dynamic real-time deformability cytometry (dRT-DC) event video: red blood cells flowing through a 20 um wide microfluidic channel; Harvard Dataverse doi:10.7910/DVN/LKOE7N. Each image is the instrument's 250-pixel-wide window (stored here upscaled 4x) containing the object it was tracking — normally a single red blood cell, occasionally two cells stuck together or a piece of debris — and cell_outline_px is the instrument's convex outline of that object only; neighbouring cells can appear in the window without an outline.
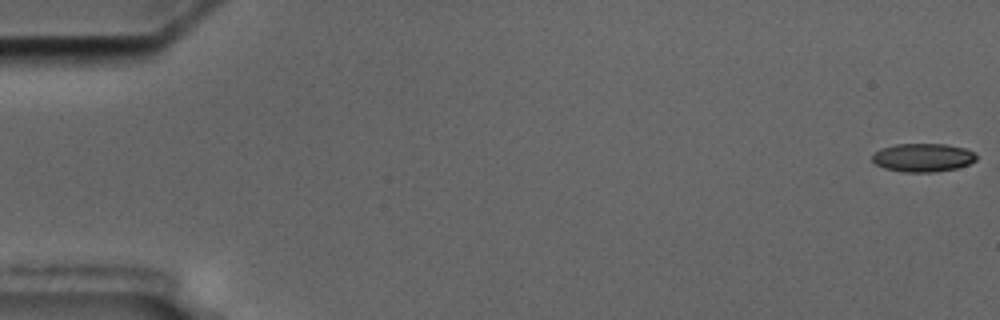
{"species": "common noctule bat (a hibernating species)", "species_latin": "Nyctalus noctula", "temperature_condition": "cold", "stored_images_in_passage": 57, "camera_frame_rate_fps": 3000, "um_per_image_px": 0.085, "animal": {"sex": "male", "body_mass_g": 17.5, "forearm_length_mm": 52.3}, "frame": {"image": 1, "passage_image": 1, "time_ms": 0.0, "image_size_px": [1000, 320], "cell_outline_px": [[976, 160], [968, 164], [956, 168], [932, 172], [904, 172], [884, 168], [876, 164], [872, 160], [872, 156], [880, 148], [896, 144], [944, 144], [968, 148], [976, 156]], "centroid_in_image_um": [78.44, 13.39], "position_along_channel_um": 6.6, "area_um2": 17.17}}
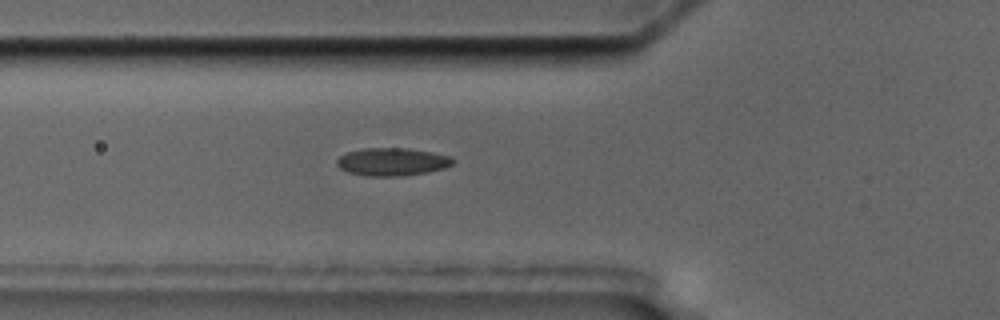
{"frame": {"image": 2, "passage_image": 21, "time_ms": 6.667, "image_size_px": [1000, 320], "cell_outline_px": [[456, 160], [452, 164], [444, 168], [428, 172], [400, 176], [368, 176], [348, 172], [340, 168], [336, 164], [336, 160], [340, 156], [348, 152], [360, 148], [408, 148], [432, 152], [448, 156]], "centroid_in_image_um": [33.32, 13.75], "position_along_channel_um": 92.5, "area_um2": 18.84}}
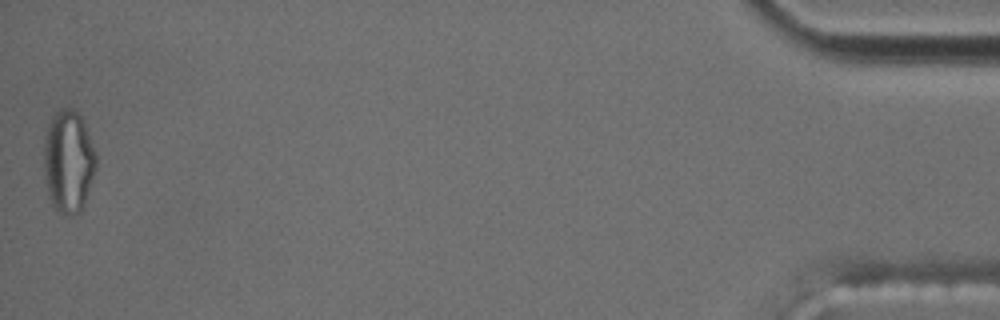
{"frame": {"image": 3, "passage_image": 57, "time_ms": 18.667, "image_size_px": [1000, 320], "cell_outline_px": [[96, 168], [84, 204], [80, 212], [60, 212], [52, 204], [48, 196], [44, 168], [44, 140], [52, 116], [60, 108], [72, 108], [84, 120], [96, 156]], "centroid_in_image_um": [5.82, 13.68], "position_along_channel_um": 429.4, "area_um2": 30.75}, "authors_computed_cell_mechanics": {"area_um2": 18.496, "velocity_mm_per_s": 3.5781, "shape_relaxation_time_tau1_ms": null, "shape_relaxation_time_tau2_ms": 4.1123, "deformation_change_tau1": null, "deformation_change_tau2": 0.1009}}